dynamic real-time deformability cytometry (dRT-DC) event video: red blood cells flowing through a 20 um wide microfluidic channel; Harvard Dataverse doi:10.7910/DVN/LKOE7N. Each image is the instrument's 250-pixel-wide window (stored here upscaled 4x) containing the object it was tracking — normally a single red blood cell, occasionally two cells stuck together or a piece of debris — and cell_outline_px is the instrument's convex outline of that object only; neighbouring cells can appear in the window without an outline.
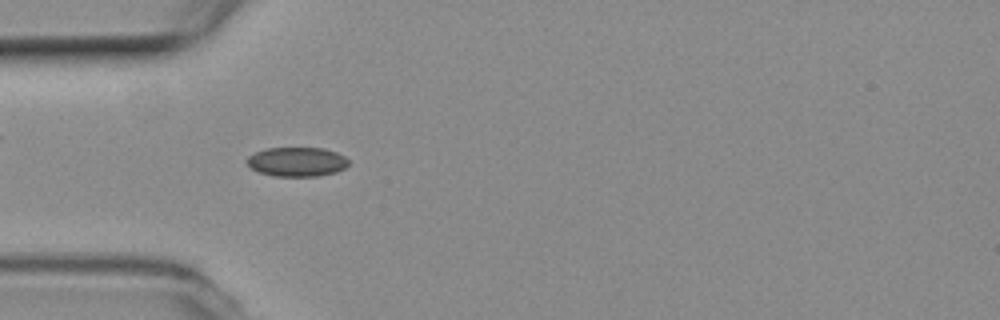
{"species": "common noctule bat (a hibernating species)", "species_latin": "Nyctalus noctula", "temperature_condition": "room temperature", "stored_images_in_passage": 41, "camera_frame_rate_fps": 3000, "um_per_image_px": 0.085, "animal": {"sex": "female", "body_mass_g": 19.3, "forearm_length_mm": 54.1}, "frame": {"image": 1, "passage_image": 3, "time_ms": 0.667, "image_size_px": [1000, 320], "cell_outline_px": [[348, 164], [344, 168], [336, 172], [316, 176], [272, 176], [260, 172], [252, 168], [248, 164], [248, 156], [264, 148], [324, 148], [336, 152], [344, 156], [348, 160]], "centroid_in_image_um": [25.25, 13.75], "position_along_channel_um": 59.8, "area_um2": 17.22}}
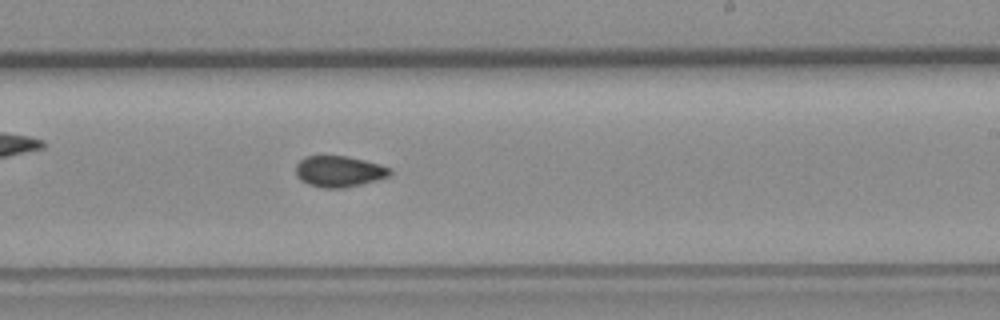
{"frame": {"image": 2, "passage_image": 19, "time_ms": 6.0, "image_size_px": [1000, 320], "cell_outline_px": [[392, 172], [388, 176], [376, 180], [344, 188], [324, 188], [308, 184], [300, 180], [296, 176], [296, 164], [300, 160], [308, 156], [348, 156], [380, 164], [392, 168]], "centroid_in_image_um": [28.82, 14.57], "position_along_channel_um": 260.2, "area_um2": 17.05}}
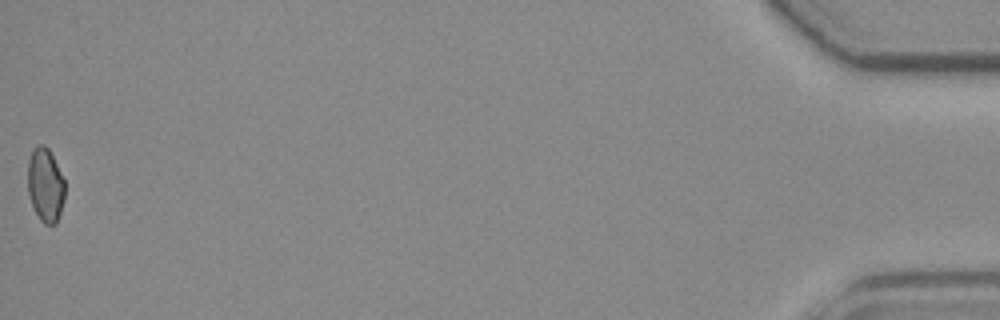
{"frame": {"image": 3, "passage_image": 41, "time_ms": 13.333, "image_size_px": [1000, 320], "cell_outline_px": [[64, 200], [56, 224], [44, 224], [40, 220], [32, 204], [28, 192], [28, 160], [36, 144], [44, 144], [48, 148], [64, 180]], "centroid_in_image_um": [3.85, 15.72], "position_along_channel_um": 431.4, "area_um2": 15.78}, "authors_computed_cell_mechanics": {"area_um2": 16.8198, "velocity_mm_per_s": 3.7837, "shape_relaxation_time_tau1_ms": null, "shape_relaxation_time_tau2_ms": 4.6169, "deformation_change_tau1": null, "deformation_change_tau2": 0.0741}}